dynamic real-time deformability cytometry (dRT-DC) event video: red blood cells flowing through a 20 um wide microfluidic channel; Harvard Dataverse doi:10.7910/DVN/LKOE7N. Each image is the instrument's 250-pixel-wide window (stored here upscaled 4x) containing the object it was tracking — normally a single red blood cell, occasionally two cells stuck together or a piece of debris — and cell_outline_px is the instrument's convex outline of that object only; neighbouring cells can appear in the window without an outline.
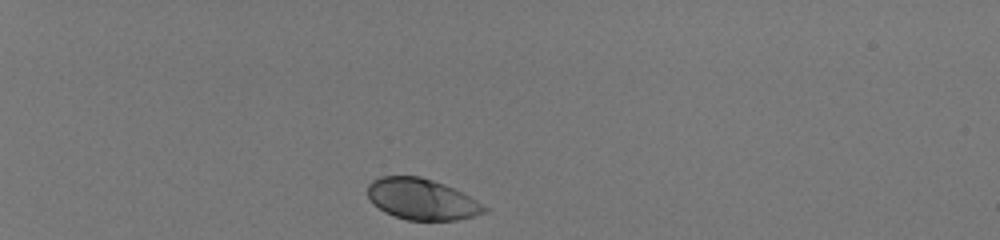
{"species": "human", "species_latin": "Homo sapiens", "temperature_condition": "room temperature", "stored_images_in_passage": 36, "camera_frame_rate_fps": 3000, "um_per_image_px": 0.085, "donor": {"sex": "male"}, "frame": {"image": 1, "passage_image": 1, "time_ms": 0.0, "image_size_px": [1000, 240], "cell_outline_px": [[488, 212], [456, 220], [408, 220], [384, 212], [372, 204], [368, 196], [368, 184], [372, 180], [380, 176], [420, 176], [444, 184], [476, 200], [488, 208]], "centroid_in_image_um": [35.82, 16.93], "position_along_channel_um": 49.2, "area_um2": 27.8}}
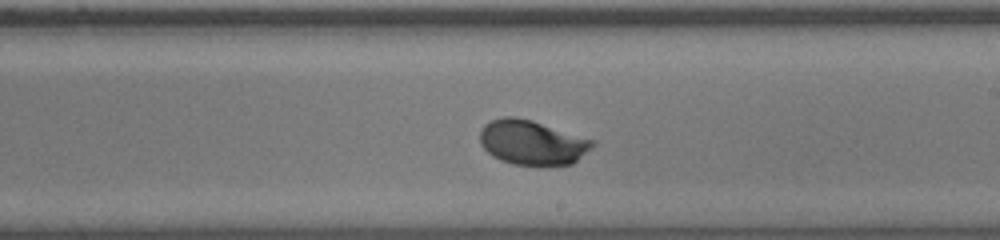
{"frame": {"image": 2, "passage_image": 21, "time_ms": 6.667, "image_size_px": [1000, 240], "cell_outline_px": [[596, 144], [592, 148], [572, 164], [540, 168], [512, 164], [500, 160], [492, 156], [480, 144], [480, 128], [484, 124], [492, 120], [504, 116], [516, 116], [532, 120], [596, 140]], "centroid_in_image_um": [45.25, 12.14], "position_along_channel_um": 243.7, "area_um2": 30.17}}
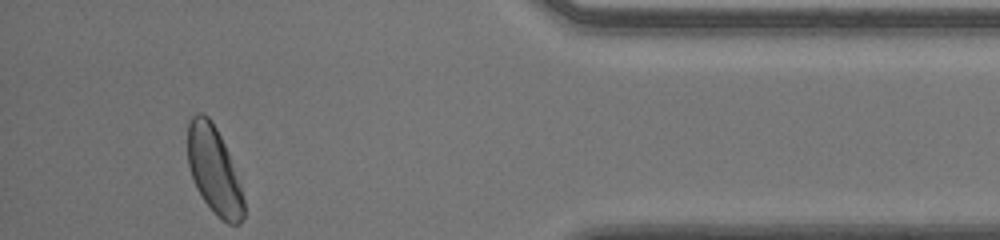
{"frame": {"image": 3, "passage_image": 36, "time_ms": 11.667, "image_size_px": [1000, 240], "cell_outline_px": [[244, 216], [240, 224], [228, 224], [204, 200], [196, 188], [188, 164], [188, 124], [192, 116], [196, 112], [204, 112], [212, 120], [228, 152], [240, 184], [244, 200]], "centroid_in_image_um": [18.19, 14.43], "position_along_channel_um": 417.0, "area_um2": 28.15}, "authors_computed_cell_mechanics": {"area_um2": 29.0734, "velocity_mm_per_s": 4.0119, "shape_relaxation_time_tau1_ms": 2.6207, "shape_relaxation_time_tau2_ms": null, "deformation_change_tau1": 0.13, "deformation_change_tau2": null}}